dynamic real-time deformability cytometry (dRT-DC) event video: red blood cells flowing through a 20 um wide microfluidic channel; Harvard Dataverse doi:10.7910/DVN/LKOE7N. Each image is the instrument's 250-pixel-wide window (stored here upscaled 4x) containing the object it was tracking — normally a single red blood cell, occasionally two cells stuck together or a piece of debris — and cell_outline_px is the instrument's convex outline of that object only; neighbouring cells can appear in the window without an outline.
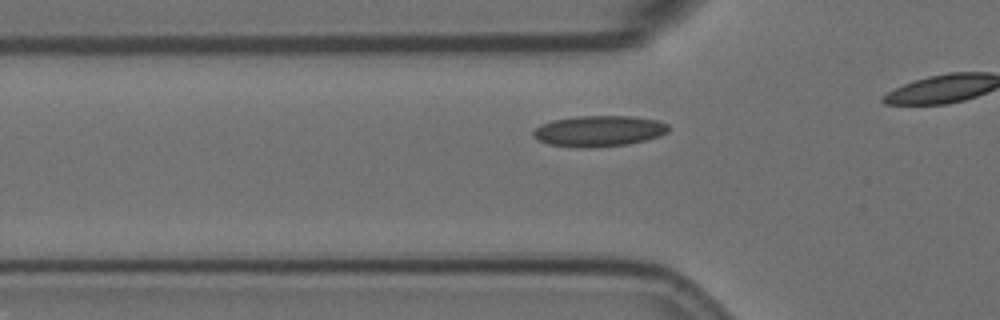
{"species": "Egyptian fruit bat (a non-hibernating species)", "species_latin": "Rousettus aegyptiacus", "temperature_condition": "room temperature", "stored_images_in_passage": 16, "camera_frame_rate_fps": 3000, "um_per_image_px": 0.085, "animal": {"sex": "female"}, "frame": {"image": 1, "passage_image": 10, "time_ms": 3.0, "image_size_px": [1000, 320], "cell_outline_px": [[668, 132], [660, 136], [628, 144], [592, 148], [584, 148], [548, 144], [536, 140], [532, 136], [532, 132], [540, 124], [552, 120], [576, 116], [632, 116], [656, 120], [668, 124]], "centroid_in_image_um": [50.87, 11.14], "position_along_channel_um": 74.9, "area_um2": 24.51}}
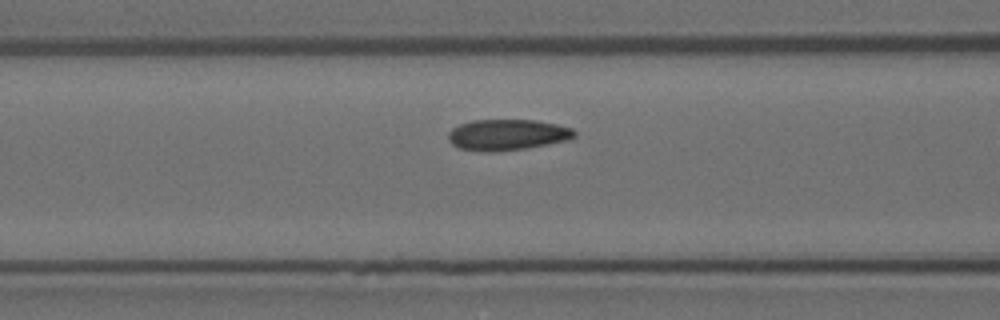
{"frame": {"image": 2, "passage_image": 14, "time_ms": 4.333, "image_size_px": [1000, 320], "cell_outline_px": [[576, 136], [568, 140], [528, 148], [496, 152], [484, 152], [460, 148], [452, 144], [448, 140], [448, 132], [452, 128], [460, 124], [472, 120], [536, 120], [556, 124], [572, 128], [576, 132]], "centroid_in_image_um": [43.12, 11.46], "position_along_channel_um": 123.5, "area_um2": 22.95}}